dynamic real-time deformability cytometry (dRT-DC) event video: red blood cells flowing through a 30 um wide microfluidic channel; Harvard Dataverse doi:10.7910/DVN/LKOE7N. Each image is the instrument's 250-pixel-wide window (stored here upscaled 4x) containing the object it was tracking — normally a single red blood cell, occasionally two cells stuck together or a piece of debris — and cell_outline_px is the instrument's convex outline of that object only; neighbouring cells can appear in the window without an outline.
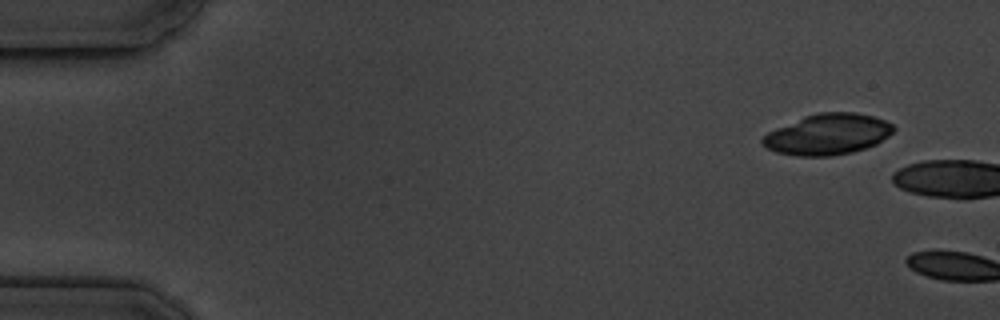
{"species": "common noctule bat (a hibernating species)", "species_latin": "Nyctalus noctula", "temperature_condition": "cold", "stored_images_in_passage": 2, "camera_frame_rate_fps": 3000, "um_per_image_px": 0.085, "animal": {"sex": "male", "body_mass_g": 19.5, "forearm_length_mm": 54.6}, "frame": {"image": 1, "passage_image": 1, "time_ms": 0.0, "image_size_px": [1000, 320], "cell_outline_px": [[896, 128], [888, 136], [876, 144], [852, 152], [832, 156], [796, 156], [776, 152], [760, 144], [760, 140], [768, 132], [776, 128], [804, 116], [820, 112], [856, 112], [872, 116], [884, 120], [892, 124]], "centroid_in_image_um": [70.34, 11.42], "position_along_channel_um": 14.7, "area_um2": 31.15}}